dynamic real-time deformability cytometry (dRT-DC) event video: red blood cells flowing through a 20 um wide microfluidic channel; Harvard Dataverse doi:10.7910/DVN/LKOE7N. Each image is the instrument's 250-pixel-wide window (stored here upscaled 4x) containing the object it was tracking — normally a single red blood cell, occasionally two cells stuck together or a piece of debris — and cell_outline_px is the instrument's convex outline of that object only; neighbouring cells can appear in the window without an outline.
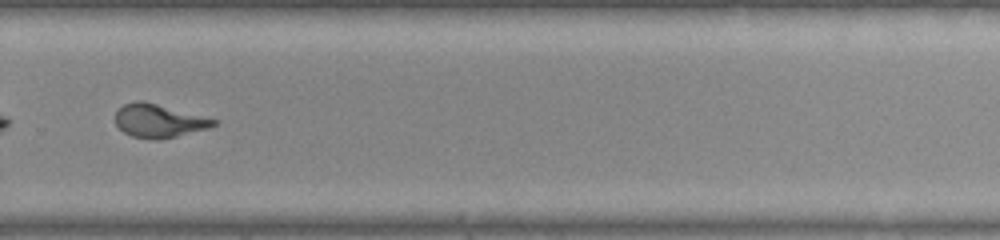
{"species": "common noctule bat (a hibernating species)", "species_latin": "Nyctalus noctula", "temperature_condition": "warm", "stored_images_in_passage": 34, "camera_frame_rate_fps": 3000, "um_per_image_px": 0.085, "animal": {"sex": "female", "body_mass_g": 22.0, "forearm_length_mm": 56.7}, "frame": {"image": 1, "passage_image": 20, "time_ms": 6.333, "image_size_px": [1000, 240], "cell_outline_px": [[220, 120], [216, 124], [208, 128], [176, 136], [156, 140], [152, 140], [132, 136], [124, 132], [116, 124], [116, 112], [124, 104], [136, 100], [144, 100]], "centroid_in_image_um": [13.51, 10.25], "position_along_channel_um": 316.3, "area_um2": 19.13}, "authors_computed_cell_mechanics": {"area_um2": 19.2185, "velocity_mm_per_s": 3.9904, "shape_relaxation_time_tau1_ms": null, "shape_relaxation_time_tau2_ms": 1.5622, "deformation_change_tau1": null, "deformation_change_tau2": 0.0912}}